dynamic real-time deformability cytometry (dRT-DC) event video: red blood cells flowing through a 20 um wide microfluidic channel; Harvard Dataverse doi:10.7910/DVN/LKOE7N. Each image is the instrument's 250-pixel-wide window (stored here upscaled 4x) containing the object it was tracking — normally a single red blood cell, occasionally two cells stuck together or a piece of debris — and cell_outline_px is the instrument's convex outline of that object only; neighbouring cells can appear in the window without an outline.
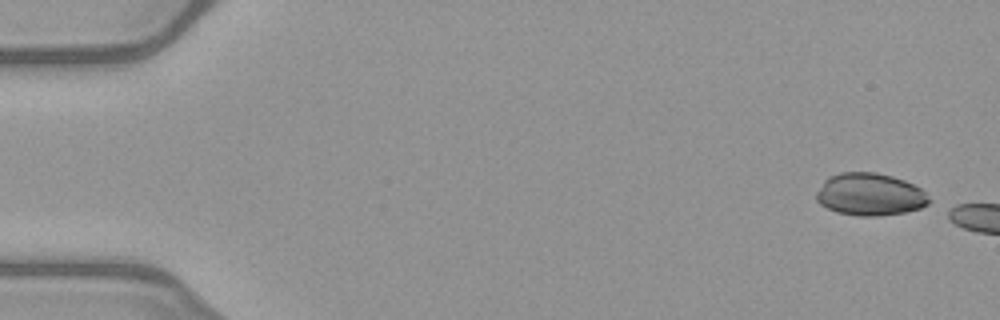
{"species": "common noctule bat (a hibernating species)", "species_latin": "Nyctalus noctula", "temperature_condition": "warm", "stored_images_in_passage": 6, "camera_frame_rate_fps": 3000, "um_per_image_px": 0.085, "animal": {"sex": "female", "body_mass_g": 21.9}, "frame": {"image": 1, "passage_image": 1, "time_ms": 0.0, "image_size_px": [1000, 320], "cell_outline_px": [[932, 200], [928, 204], [920, 208], [904, 212], [880, 216], [860, 216], [836, 212], [820, 204], [816, 200], [816, 192], [824, 180], [828, 176], [840, 172], [876, 172], [892, 176], [904, 180], [920, 188]], "centroid_in_image_um": [73.93, 16.52], "position_along_channel_um": 11.1, "area_um2": 27.98}}